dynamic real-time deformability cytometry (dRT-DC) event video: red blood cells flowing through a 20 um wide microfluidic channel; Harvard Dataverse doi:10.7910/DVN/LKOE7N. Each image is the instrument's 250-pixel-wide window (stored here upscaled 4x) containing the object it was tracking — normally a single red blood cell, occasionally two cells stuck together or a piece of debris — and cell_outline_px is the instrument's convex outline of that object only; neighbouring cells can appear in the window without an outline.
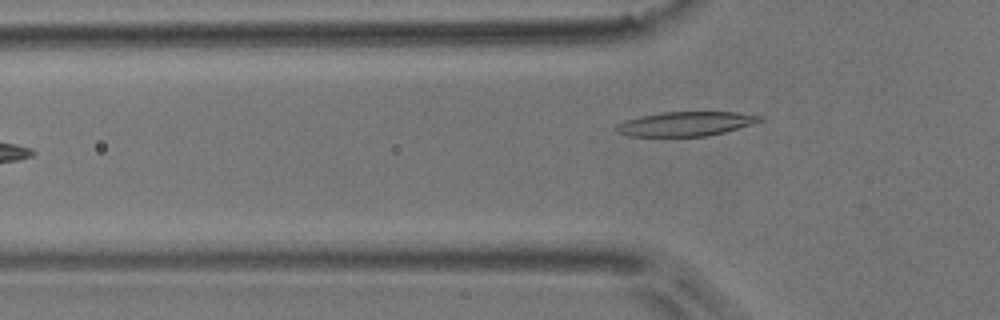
{"species": "common noctule bat (a hibernating species)", "species_latin": "Nyctalus noctula", "temperature_condition": "room temperature", "stored_images_in_passage": 6, "camera_frame_rate_fps": 3000, "um_per_image_px": 0.085, "animal": {"sex": "male", "body_mass_g": 17.9}, "frame": {"image": 1, "passage_image": 6, "time_ms": 1.667, "image_size_px": [1000, 320], "cell_outline_px": [[768, 116], [764, 120], [752, 124], [724, 132], [708, 136], [628, 136], [616, 132], [616, 124], [624, 120], [640, 116], [664, 112], [736, 112]], "centroid_in_image_um": [58.32, 10.52], "position_along_channel_um": 67.5, "area_um2": 20.52}}